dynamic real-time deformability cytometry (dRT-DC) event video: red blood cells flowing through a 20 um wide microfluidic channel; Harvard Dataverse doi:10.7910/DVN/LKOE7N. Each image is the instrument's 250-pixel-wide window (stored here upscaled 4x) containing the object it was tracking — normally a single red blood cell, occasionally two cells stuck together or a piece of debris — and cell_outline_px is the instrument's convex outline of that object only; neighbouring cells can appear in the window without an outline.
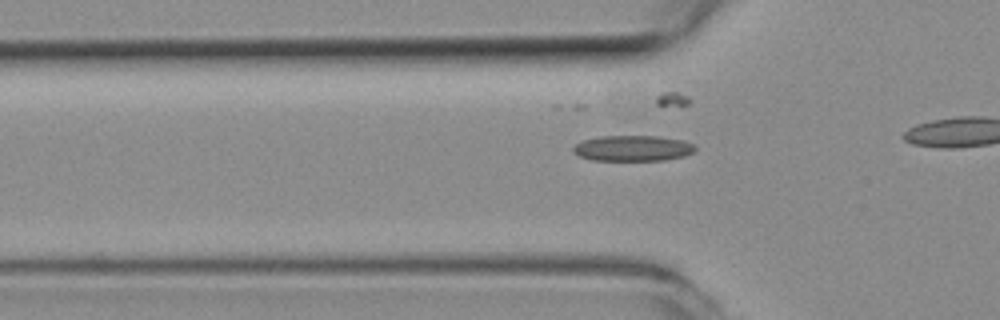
{"species": "common noctule bat (a hibernating species)", "species_latin": "Nyctalus noctula", "temperature_condition": "room temperature", "stored_images_in_passage": 34, "camera_frame_rate_fps": 3000, "um_per_image_px": 0.085, "animal": {"sex": "female", "body_mass_g": 19.3, "forearm_length_mm": 54.1}, "frame": {"image": 1, "passage_image": 10, "time_ms": 3.0, "image_size_px": [1000, 320], "cell_outline_px": [[696, 148], [692, 152], [684, 156], [664, 160], [592, 160], [580, 156], [572, 152], [572, 148], [576, 144], [584, 140], [600, 136], [656, 136], [684, 140], [692, 144]], "centroid_in_image_um": [53.77, 12.6], "position_along_channel_um": 72.0, "area_um2": 18.15}}
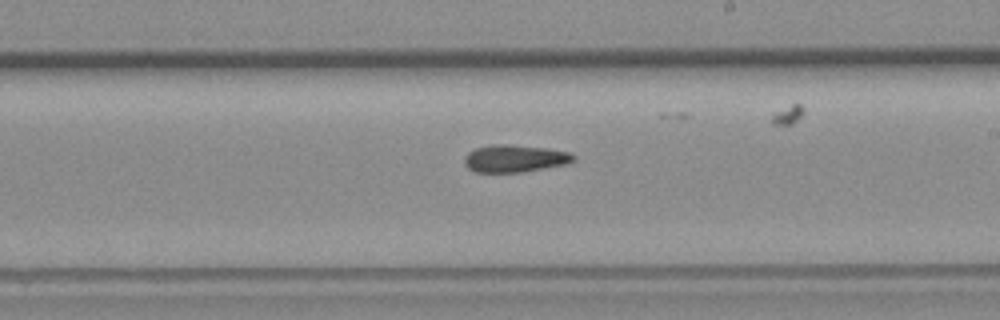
{"frame": {"image": 2, "passage_image": 23, "time_ms": 7.333, "image_size_px": [1000, 320], "cell_outline_px": [[576, 160], [568, 164], [520, 172], [476, 172], [468, 168], [464, 164], [464, 160], [468, 152], [476, 148], [500, 144], [508, 144], [544, 148], [572, 152], [576, 156]], "centroid_in_image_um": [43.8, 13.47], "position_along_channel_um": 245.2, "area_um2": 17.34}}
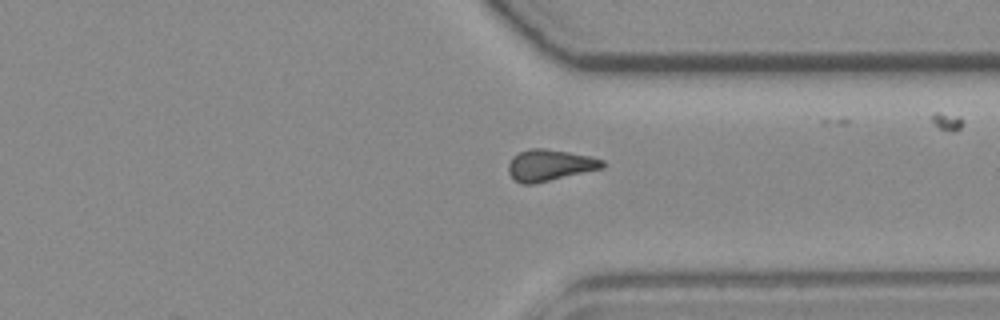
{"frame": {"image": 3, "passage_image": 32, "time_ms": 10.333, "image_size_px": [1000, 320], "cell_outline_px": [[604, 168], [536, 184], [520, 184], [508, 172], [508, 164], [512, 156], [528, 148], [544, 148], [568, 152], [588, 156], [604, 160]], "centroid_in_image_um": [46.72, 14.05], "position_along_channel_um": 364.7, "area_um2": 17.34}}